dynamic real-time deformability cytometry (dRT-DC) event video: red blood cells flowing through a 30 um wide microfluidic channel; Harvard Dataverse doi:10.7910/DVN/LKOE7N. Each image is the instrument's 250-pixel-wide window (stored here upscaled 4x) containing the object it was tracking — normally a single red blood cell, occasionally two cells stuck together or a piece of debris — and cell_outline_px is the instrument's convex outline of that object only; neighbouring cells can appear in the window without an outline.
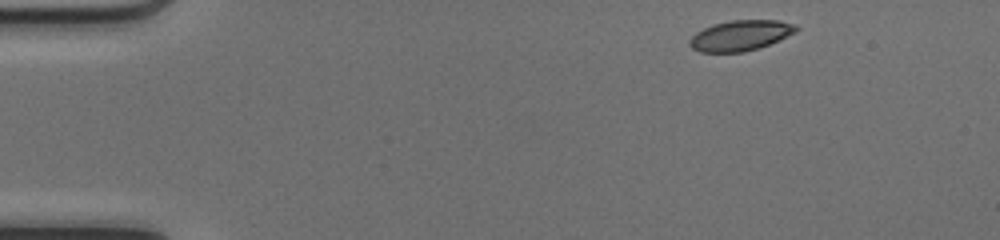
{"species": "common noctule bat (a hibernating species)", "species_latin": "Nyctalus noctula", "temperature_condition": "cold", "stored_images_in_passage": 44, "camera_frame_rate_fps": 3000, "um_per_image_px": 0.085, "animal": {"sex": "female", "body_mass_g": 17.0, "forearm_length_mm": 48.0}, "frame": {"image": 1, "passage_image": 1, "time_ms": 0.0, "image_size_px": [1000, 240], "cell_outline_px": [[800, 28], [796, 32], [760, 48], [744, 52], [700, 52], [692, 48], [688, 44], [688, 40], [696, 32], [712, 24], [732, 20], [780, 20], [796, 24]], "centroid_in_image_um": [62.94, 3.01], "position_along_channel_um": 22.1, "area_um2": 19.07}}
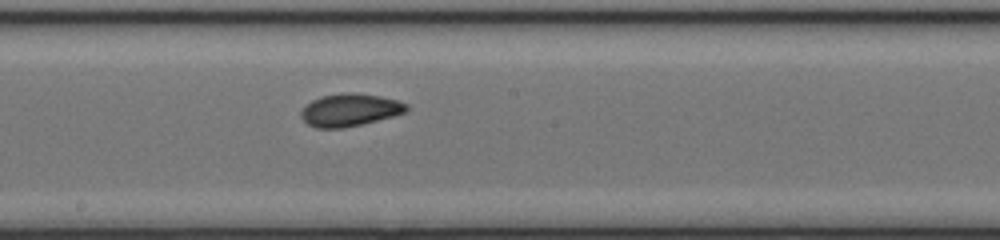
{"frame": {"image": 2, "passage_image": 22, "time_ms": 7.0, "image_size_px": [1000, 240], "cell_outline_px": [[408, 112], [344, 128], [316, 128], [308, 124], [300, 116], [300, 112], [304, 104], [320, 96], [344, 92], [352, 92], [380, 96], [396, 100], [408, 104]], "centroid_in_image_um": [29.7, 9.33], "position_along_channel_um": 218.5, "area_um2": 20.11}}
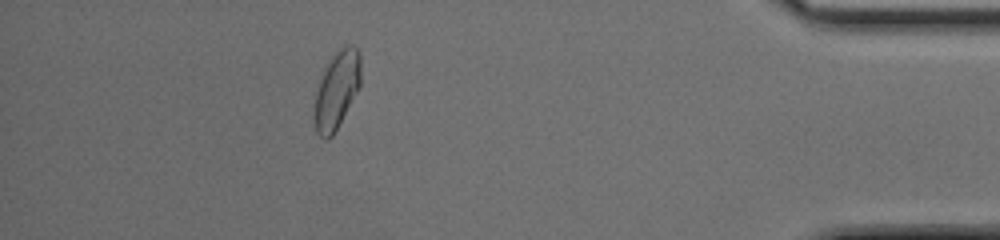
{"frame": {"image": 3, "passage_image": 39, "time_ms": 12.667, "image_size_px": [1000, 240], "cell_outline_px": [[360, 84], [332, 136], [328, 140], [324, 140], [316, 132], [312, 120], [312, 112], [316, 92], [324, 68], [328, 60], [344, 44], [352, 44], [360, 52]], "centroid_in_image_um": [28.57, 7.65], "position_along_channel_um": 406.6, "area_um2": 21.04}}